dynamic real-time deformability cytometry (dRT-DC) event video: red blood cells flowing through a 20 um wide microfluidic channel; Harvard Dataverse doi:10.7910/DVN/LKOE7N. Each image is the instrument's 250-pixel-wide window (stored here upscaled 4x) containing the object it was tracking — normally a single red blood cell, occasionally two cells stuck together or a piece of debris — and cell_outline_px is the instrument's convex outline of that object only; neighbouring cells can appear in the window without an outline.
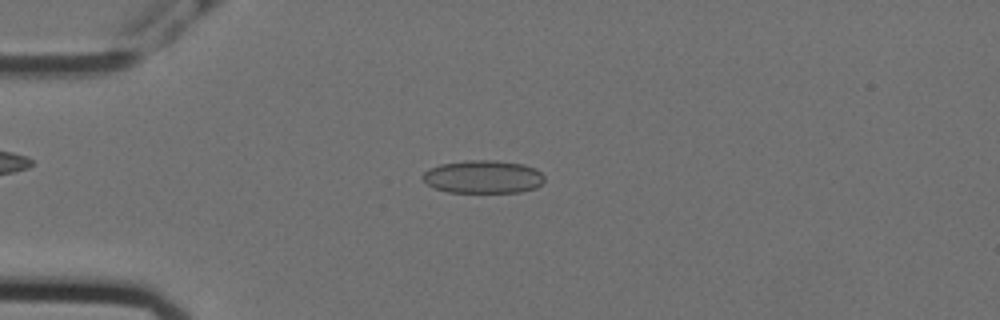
{"species": "Egyptian fruit bat (a non-hibernating species)", "species_latin": "Rousettus aegyptiacus", "temperature_condition": "cold", "stored_images_in_passage": 39, "camera_frame_rate_fps": 3000, "um_per_image_px": 0.085, "animal": {"sex": "female"}, "frame": {"image": 1, "passage_image": 5, "time_ms": 1.333, "image_size_px": [1000, 320], "cell_outline_px": [[544, 180], [536, 188], [520, 192], [448, 192], [436, 188], [428, 184], [420, 176], [428, 168], [440, 164], [464, 160], [492, 160], [524, 164], [536, 168], [544, 176]], "centroid_in_image_um": [41.06, 15.02], "position_along_channel_um": 43.9, "area_um2": 23.52}}
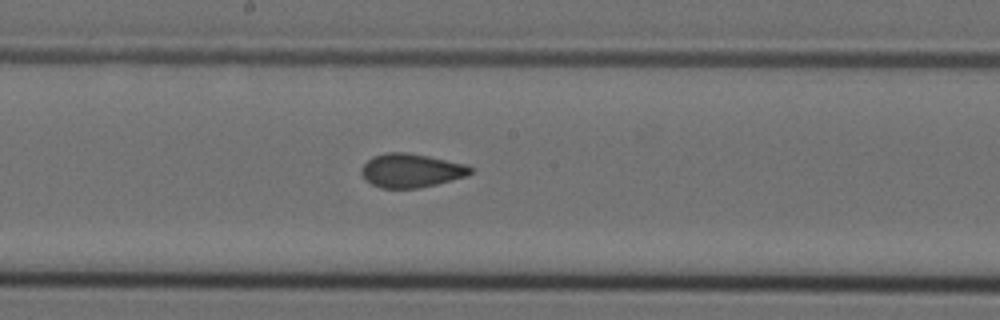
{"frame": {"image": 2, "passage_image": 21, "time_ms": 6.667, "image_size_px": [1000, 320], "cell_outline_px": [[472, 172], [468, 176], [420, 188], [380, 188], [364, 180], [360, 172], [360, 168], [372, 156], [384, 152], [408, 152], [468, 164], [472, 168]], "centroid_in_image_um": [34.93, 14.49], "position_along_channel_um": 213.3, "area_um2": 21.79}}
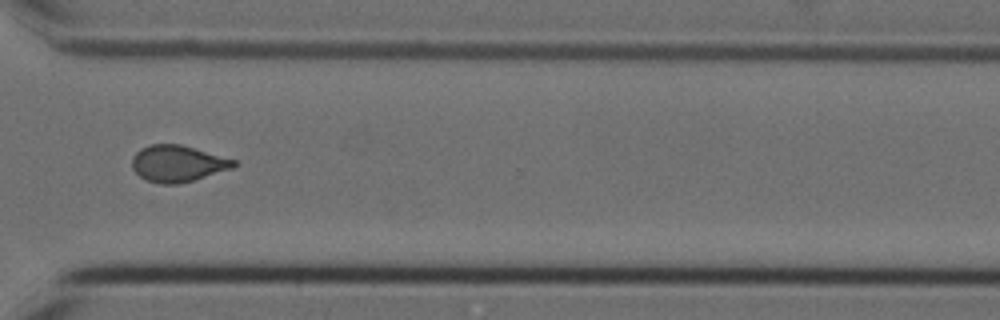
{"frame": {"image": 3, "passage_image": 33, "time_ms": 10.667, "image_size_px": [1000, 320], "cell_outline_px": [[236, 164], [232, 168], [180, 184], [160, 184], [148, 180], [140, 176], [132, 168], [132, 156], [140, 148], [152, 144], [180, 144], [236, 160]], "centroid_in_image_um": [15.07, 13.9], "position_along_channel_um": 355.5, "area_um2": 21.44}, "authors_computed_cell_mechanics": {"area_um2": 21.675, "velocity_mm_per_s": 3.5797, "shape_relaxation_time_tau1_ms": 7.4202, "shape_relaxation_time_tau2_ms": 1.1124, "deformation_change_tau1": 0.1553, "deformation_change_tau2": 0.0686}}